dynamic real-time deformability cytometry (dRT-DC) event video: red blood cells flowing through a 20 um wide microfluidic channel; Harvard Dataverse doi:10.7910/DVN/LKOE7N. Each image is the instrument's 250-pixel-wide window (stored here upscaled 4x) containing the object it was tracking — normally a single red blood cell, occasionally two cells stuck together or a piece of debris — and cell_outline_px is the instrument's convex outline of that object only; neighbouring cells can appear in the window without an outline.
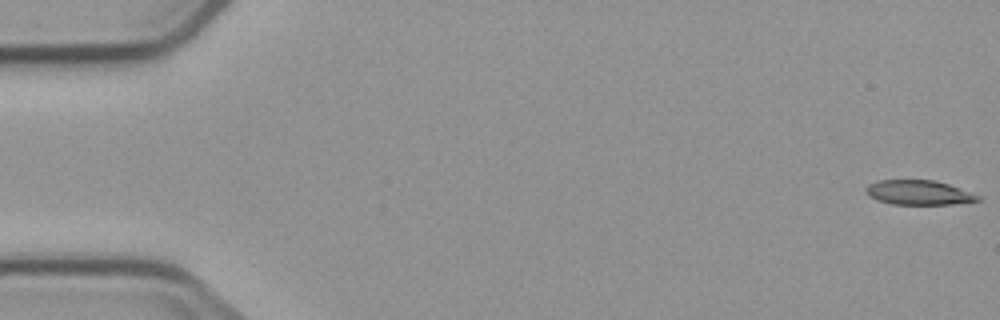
{"species": "common noctule bat (a hibernating species)", "species_latin": "Nyctalus noctula", "temperature_condition": "cold", "stored_images_in_passage": 8, "camera_frame_rate_fps": 3000, "um_per_image_px": 0.085, "animal": {"sex": "male", "body_mass_g": 23.1, "forearm_length_mm": 52.7}, "frame": {"image": 1, "passage_image": 1, "time_ms": 0.0, "image_size_px": [1000, 320], "cell_outline_px": [[980, 200], [952, 204], [892, 204], [876, 200], [868, 196], [864, 192], [864, 188], [868, 184], [880, 180], [932, 180], [948, 184], [980, 196]], "centroid_in_image_um": [78.01, 16.37], "position_along_channel_um": 7.0, "area_um2": 15.95}}
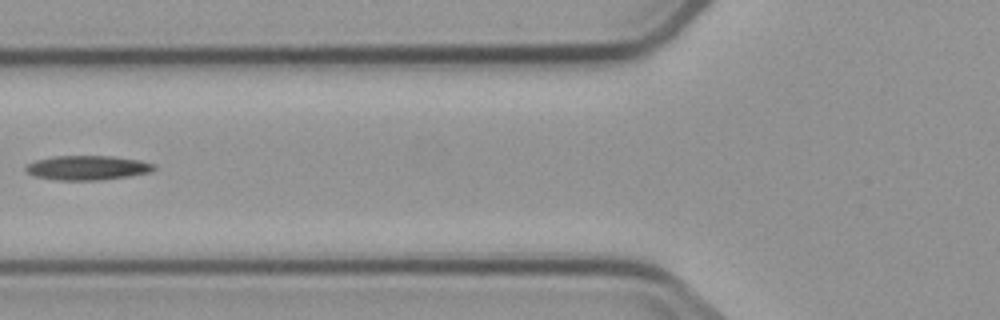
{"frame": {"image": 2, "passage_image": 7, "time_ms": 7.0, "image_size_px": [1000, 320], "cell_outline_px": [[156, 168], [148, 172], [128, 176], [100, 180], [56, 180], [36, 176], [28, 172], [24, 168], [28, 164], [36, 160], [52, 156], [112, 156], [140, 160], [156, 164]], "centroid_in_image_um": [7.44, 14.25], "position_along_channel_um": 118.4, "area_um2": 18.15}}
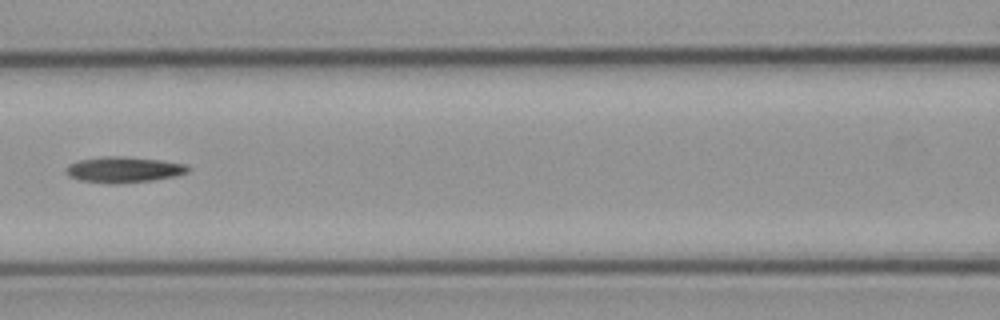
{"frame": {"image": 3, "passage_image": 8, "time_ms": 8.0, "image_size_px": [1000, 320], "cell_outline_px": [[192, 168], [188, 172], [176, 176], [152, 180], [116, 184], [104, 184], [80, 180], [68, 176], [64, 172], [64, 168], [68, 164], [80, 160], [104, 156], [112, 156], [160, 160], [184, 164]], "centroid_in_image_um": [10.47, 14.44], "position_along_channel_um": 156.1, "area_um2": 18.44}}